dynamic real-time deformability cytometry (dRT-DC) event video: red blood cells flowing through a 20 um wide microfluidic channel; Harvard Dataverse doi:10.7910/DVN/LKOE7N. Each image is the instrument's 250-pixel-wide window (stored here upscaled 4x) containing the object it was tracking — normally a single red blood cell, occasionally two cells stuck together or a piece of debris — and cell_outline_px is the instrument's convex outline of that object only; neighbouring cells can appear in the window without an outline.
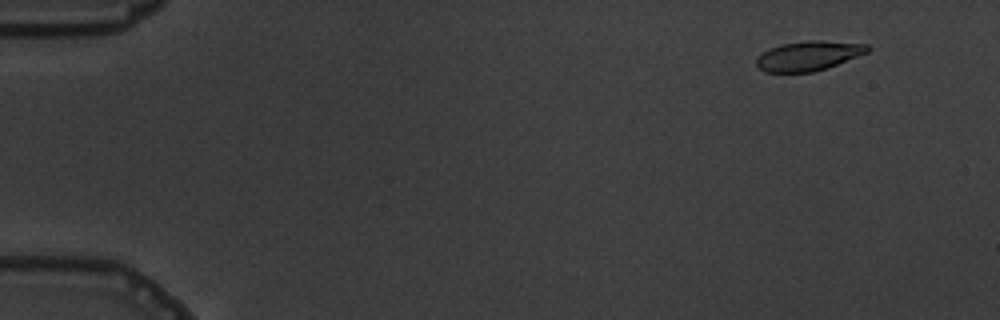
{"species": "common noctule bat (a hibernating species)", "species_latin": "Nyctalus noctula", "temperature_condition": "warm", "stored_images_in_passage": 10, "camera_frame_rate_fps": 3000, "um_per_image_px": 0.085, "animal": {"sex": "male", "body_mass_g": 19.5, "forearm_length_mm": 54.6}, "frame": {"image": 1, "passage_image": 2, "time_ms": 1.333, "image_size_px": [1000, 320], "cell_outline_px": [[872, 48], [868, 52], [828, 68], [812, 72], [764, 72], [756, 64], [756, 56], [780, 44], [812, 40], [816, 40], [868, 44]], "centroid_in_image_um": [68.74, 4.75], "position_along_channel_um": 16.3, "area_um2": 19.13}}
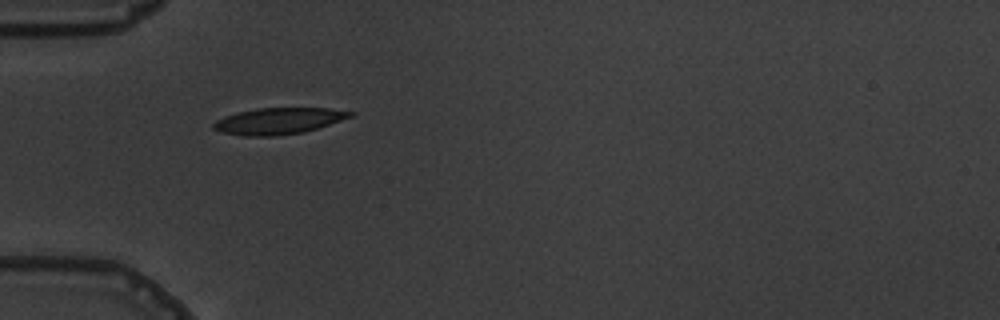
{"frame": {"image": 2, "passage_image": 6, "time_ms": 5.667, "image_size_px": [1000, 320], "cell_outline_px": [[356, 112], [352, 116], [304, 132], [276, 136], [244, 136], [220, 132], [212, 128], [212, 124], [216, 120], [224, 116], [236, 112], [256, 108], [328, 108]], "centroid_in_image_um": [23.61, 10.28], "position_along_channel_um": 61.4, "area_um2": 21.04}}